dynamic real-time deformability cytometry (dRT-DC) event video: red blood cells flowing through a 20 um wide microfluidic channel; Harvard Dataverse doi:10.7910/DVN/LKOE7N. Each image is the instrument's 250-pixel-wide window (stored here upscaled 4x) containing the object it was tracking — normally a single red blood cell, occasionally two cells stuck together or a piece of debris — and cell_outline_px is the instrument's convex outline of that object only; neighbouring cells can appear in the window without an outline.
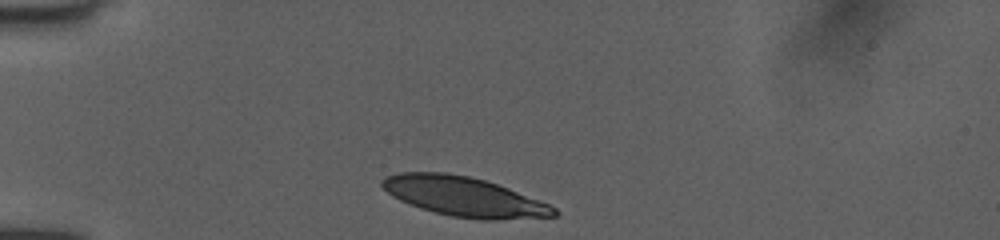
{"species": "human", "species_latin": "Homo sapiens", "temperature_condition": "room temperature", "stored_images_in_passage": 23, "camera_frame_rate_fps": 3000, "um_per_image_px": 0.085, "donor": {"sex": "female"}, "frame": {"image": 1, "passage_image": 1, "time_ms": 0.0, "image_size_px": [1000, 240], "cell_outline_px": [[560, 212], [556, 216], [496, 220], [480, 220], [452, 216], [420, 208], [400, 200], [392, 196], [380, 184], [380, 180], [384, 176], [400, 172], [444, 172], [468, 176], [484, 180], [508, 188], [548, 204], [556, 208]], "centroid_in_image_um": [39.42, 16.71], "position_along_channel_um": 45.6, "area_um2": 39.42}}
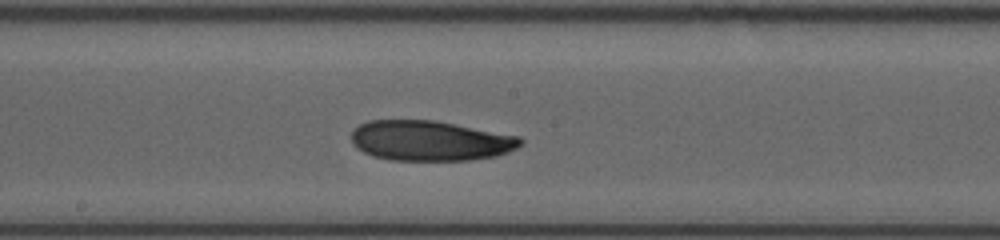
{"frame": {"image": 2, "passage_image": 10, "time_ms": 3.0, "image_size_px": [1000, 240], "cell_outline_px": [[524, 144], [508, 152], [496, 156], [472, 160], [392, 160], [372, 156], [364, 152], [352, 144], [352, 132], [360, 124], [368, 120], [432, 120], [520, 136], [524, 140]], "centroid_in_image_um": [36.59, 11.96], "position_along_channel_um": 211.6, "area_um2": 39.59}}
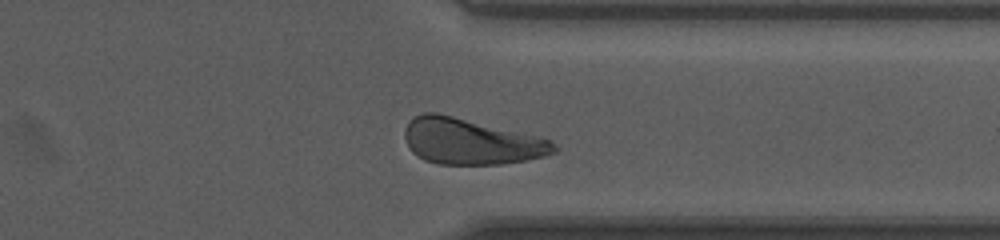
{"frame": {"image": 3, "passage_image": 19, "time_ms": 6.0, "image_size_px": [1000, 240], "cell_outline_px": [[556, 152], [544, 156], [524, 160], [500, 164], [440, 164], [424, 160], [416, 156], [412, 152], [404, 136], [404, 128], [408, 120], [424, 112], [436, 112], [548, 140], [556, 144]], "centroid_in_image_um": [39.93, 12.04], "position_along_channel_um": 371.5, "area_um2": 39.13}}